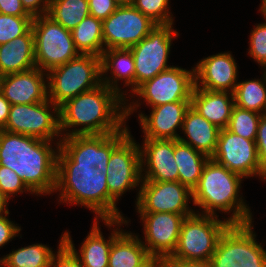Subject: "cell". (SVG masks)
Listing matches in <instances>:
<instances>
[{
	"mask_svg": "<svg viewBox=\"0 0 266 267\" xmlns=\"http://www.w3.org/2000/svg\"><path fill=\"white\" fill-rule=\"evenodd\" d=\"M0 130V166L15 171L35 195L52 194L56 188L60 142ZM56 150V151H55Z\"/></svg>",
	"mask_w": 266,
	"mask_h": 267,
	"instance_id": "obj_1",
	"label": "cell"
},
{
	"mask_svg": "<svg viewBox=\"0 0 266 267\" xmlns=\"http://www.w3.org/2000/svg\"><path fill=\"white\" fill-rule=\"evenodd\" d=\"M123 102L119 94L103 83L67 100L59 107L62 136L118 133L126 125Z\"/></svg>",
	"mask_w": 266,
	"mask_h": 267,
	"instance_id": "obj_2",
	"label": "cell"
},
{
	"mask_svg": "<svg viewBox=\"0 0 266 267\" xmlns=\"http://www.w3.org/2000/svg\"><path fill=\"white\" fill-rule=\"evenodd\" d=\"M107 173L92 165L75 163L61 148L57 157L56 192L61 203L81 205L95 213L94 219H101L108 226L119 228L128 225L129 220H108Z\"/></svg>",
	"mask_w": 266,
	"mask_h": 267,
	"instance_id": "obj_3",
	"label": "cell"
},
{
	"mask_svg": "<svg viewBox=\"0 0 266 267\" xmlns=\"http://www.w3.org/2000/svg\"><path fill=\"white\" fill-rule=\"evenodd\" d=\"M243 178L210 158L192 191V202L201 207V214L217 216V210L224 213L233 211L231 217L226 218L231 224L249 223L253 220L250 207L239 196Z\"/></svg>",
	"mask_w": 266,
	"mask_h": 267,
	"instance_id": "obj_4",
	"label": "cell"
},
{
	"mask_svg": "<svg viewBox=\"0 0 266 267\" xmlns=\"http://www.w3.org/2000/svg\"><path fill=\"white\" fill-rule=\"evenodd\" d=\"M101 84V58L96 55L79 54L47 72L48 99L58 107Z\"/></svg>",
	"mask_w": 266,
	"mask_h": 267,
	"instance_id": "obj_5",
	"label": "cell"
},
{
	"mask_svg": "<svg viewBox=\"0 0 266 267\" xmlns=\"http://www.w3.org/2000/svg\"><path fill=\"white\" fill-rule=\"evenodd\" d=\"M106 173L108 220L123 219L116 202L126 191L140 187L142 181L140 144L131 133L112 150Z\"/></svg>",
	"mask_w": 266,
	"mask_h": 267,
	"instance_id": "obj_6",
	"label": "cell"
},
{
	"mask_svg": "<svg viewBox=\"0 0 266 267\" xmlns=\"http://www.w3.org/2000/svg\"><path fill=\"white\" fill-rule=\"evenodd\" d=\"M231 223L218 216L193 213L184 218L177 247L166 259L210 261L217 243Z\"/></svg>",
	"mask_w": 266,
	"mask_h": 267,
	"instance_id": "obj_7",
	"label": "cell"
},
{
	"mask_svg": "<svg viewBox=\"0 0 266 267\" xmlns=\"http://www.w3.org/2000/svg\"><path fill=\"white\" fill-rule=\"evenodd\" d=\"M252 225L228 226L210 259L213 267H266V250L256 241Z\"/></svg>",
	"mask_w": 266,
	"mask_h": 267,
	"instance_id": "obj_8",
	"label": "cell"
},
{
	"mask_svg": "<svg viewBox=\"0 0 266 267\" xmlns=\"http://www.w3.org/2000/svg\"><path fill=\"white\" fill-rule=\"evenodd\" d=\"M35 63L42 71L63 65L79 55L72 34L47 15L33 17Z\"/></svg>",
	"mask_w": 266,
	"mask_h": 267,
	"instance_id": "obj_9",
	"label": "cell"
},
{
	"mask_svg": "<svg viewBox=\"0 0 266 267\" xmlns=\"http://www.w3.org/2000/svg\"><path fill=\"white\" fill-rule=\"evenodd\" d=\"M4 131L46 141H54L60 136L61 139L59 107L49 99L34 104L11 105Z\"/></svg>",
	"mask_w": 266,
	"mask_h": 267,
	"instance_id": "obj_10",
	"label": "cell"
},
{
	"mask_svg": "<svg viewBox=\"0 0 266 267\" xmlns=\"http://www.w3.org/2000/svg\"><path fill=\"white\" fill-rule=\"evenodd\" d=\"M177 36L173 24L156 25L144 39L129 48L134 57L135 89L172 67L167 62L172 41Z\"/></svg>",
	"mask_w": 266,
	"mask_h": 267,
	"instance_id": "obj_11",
	"label": "cell"
},
{
	"mask_svg": "<svg viewBox=\"0 0 266 267\" xmlns=\"http://www.w3.org/2000/svg\"><path fill=\"white\" fill-rule=\"evenodd\" d=\"M156 25L132 4L119 5L102 21L104 50L129 49L144 39Z\"/></svg>",
	"mask_w": 266,
	"mask_h": 267,
	"instance_id": "obj_12",
	"label": "cell"
},
{
	"mask_svg": "<svg viewBox=\"0 0 266 267\" xmlns=\"http://www.w3.org/2000/svg\"><path fill=\"white\" fill-rule=\"evenodd\" d=\"M195 86L194 67L186 70L173 66L139 85L132 93L151 108L177 101H191Z\"/></svg>",
	"mask_w": 266,
	"mask_h": 267,
	"instance_id": "obj_13",
	"label": "cell"
},
{
	"mask_svg": "<svg viewBox=\"0 0 266 267\" xmlns=\"http://www.w3.org/2000/svg\"><path fill=\"white\" fill-rule=\"evenodd\" d=\"M190 198L192 191L179 181H141L135 204L137 212H167L187 217L195 213L188 207Z\"/></svg>",
	"mask_w": 266,
	"mask_h": 267,
	"instance_id": "obj_14",
	"label": "cell"
},
{
	"mask_svg": "<svg viewBox=\"0 0 266 267\" xmlns=\"http://www.w3.org/2000/svg\"><path fill=\"white\" fill-rule=\"evenodd\" d=\"M130 133L125 126L118 133L62 137L60 148L77 164L92 165L107 172L112 150Z\"/></svg>",
	"mask_w": 266,
	"mask_h": 267,
	"instance_id": "obj_15",
	"label": "cell"
},
{
	"mask_svg": "<svg viewBox=\"0 0 266 267\" xmlns=\"http://www.w3.org/2000/svg\"><path fill=\"white\" fill-rule=\"evenodd\" d=\"M211 159L242 177H260L255 140H248L229 130L220 129L217 147Z\"/></svg>",
	"mask_w": 266,
	"mask_h": 267,
	"instance_id": "obj_16",
	"label": "cell"
},
{
	"mask_svg": "<svg viewBox=\"0 0 266 267\" xmlns=\"http://www.w3.org/2000/svg\"><path fill=\"white\" fill-rule=\"evenodd\" d=\"M144 228L142 244L150 255L170 257L175 251L181 224L184 220L182 214L167 212H138Z\"/></svg>",
	"mask_w": 266,
	"mask_h": 267,
	"instance_id": "obj_17",
	"label": "cell"
},
{
	"mask_svg": "<svg viewBox=\"0 0 266 267\" xmlns=\"http://www.w3.org/2000/svg\"><path fill=\"white\" fill-rule=\"evenodd\" d=\"M143 139L140 146L142 181L177 182L179 173L174 158V139Z\"/></svg>",
	"mask_w": 266,
	"mask_h": 267,
	"instance_id": "obj_18",
	"label": "cell"
},
{
	"mask_svg": "<svg viewBox=\"0 0 266 267\" xmlns=\"http://www.w3.org/2000/svg\"><path fill=\"white\" fill-rule=\"evenodd\" d=\"M100 58L102 83L106 84L125 100V120H127L128 116L132 115V113L138 109L137 107L141 105L139 98L136 102L126 103L128 100H126L127 97L124 96L127 95V92L124 91V94L118 86V82L124 79L125 87H132L130 93L135 90V66L133 54L130 49L110 48L104 50ZM108 71H110L111 76H108Z\"/></svg>",
	"mask_w": 266,
	"mask_h": 267,
	"instance_id": "obj_19",
	"label": "cell"
},
{
	"mask_svg": "<svg viewBox=\"0 0 266 267\" xmlns=\"http://www.w3.org/2000/svg\"><path fill=\"white\" fill-rule=\"evenodd\" d=\"M229 52L201 59L194 67L195 87L208 91L233 93L237 86L238 67Z\"/></svg>",
	"mask_w": 266,
	"mask_h": 267,
	"instance_id": "obj_20",
	"label": "cell"
},
{
	"mask_svg": "<svg viewBox=\"0 0 266 267\" xmlns=\"http://www.w3.org/2000/svg\"><path fill=\"white\" fill-rule=\"evenodd\" d=\"M46 78V79H45ZM47 72L33 69L3 75L1 94L11 105L34 104L48 99Z\"/></svg>",
	"mask_w": 266,
	"mask_h": 267,
	"instance_id": "obj_21",
	"label": "cell"
},
{
	"mask_svg": "<svg viewBox=\"0 0 266 267\" xmlns=\"http://www.w3.org/2000/svg\"><path fill=\"white\" fill-rule=\"evenodd\" d=\"M191 106V101H177L151 108L150 115L139 113L140 127L144 138L178 140L185 113Z\"/></svg>",
	"mask_w": 266,
	"mask_h": 267,
	"instance_id": "obj_22",
	"label": "cell"
},
{
	"mask_svg": "<svg viewBox=\"0 0 266 267\" xmlns=\"http://www.w3.org/2000/svg\"><path fill=\"white\" fill-rule=\"evenodd\" d=\"M92 223L91 231L83 241L79 252L76 251L68 231L63 233L64 243L77 256L82 267H108L112 242L123 230L116 227L106 241L105 237L102 236L98 219H94Z\"/></svg>",
	"mask_w": 266,
	"mask_h": 267,
	"instance_id": "obj_23",
	"label": "cell"
},
{
	"mask_svg": "<svg viewBox=\"0 0 266 267\" xmlns=\"http://www.w3.org/2000/svg\"><path fill=\"white\" fill-rule=\"evenodd\" d=\"M191 106L210 123L225 129L235 106L234 96L231 92L208 91L194 86Z\"/></svg>",
	"mask_w": 266,
	"mask_h": 267,
	"instance_id": "obj_24",
	"label": "cell"
},
{
	"mask_svg": "<svg viewBox=\"0 0 266 267\" xmlns=\"http://www.w3.org/2000/svg\"><path fill=\"white\" fill-rule=\"evenodd\" d=\"M181 131L188 140L179 136L178 141L209 158L214 155L220 129L201 116L192 106L185 113Z\"/></svg>",
	"mask_w": 266,
	"mask_h": 267,
	"instance_id": "obj_25",
	"label": "cell"
},
{
	"mask_svg": "<svg viewBox=\"0 0 266 267\" xmlns=\"http://www.w3.org/2000/svg\"><path fill=\"white\" fill-rule=\"evenodd\" d=\"M36 67L34 34L30 28L24 35L0 45V74L24 72Z\"/></svg>",
	"mask_w": 266,
	"mask_h": 267,
	"instance_id": "obj_26",
	"label": "cell"
},
{
	"mask_svg": "<svg viewBox=\"0 0 266 267\" xmlns=\"http://www.w3.org/2000/svg\"><path fill=\"white\" fill-rule=\"evenodd\" d=\"M149 256L142 239L123 230L112 242L108 267H138Z\"/></svg>",
	"mask_w": 266,
	"mask_h": 267,
	"instance_id": "obj_27",
	"label": "cell"
},
{
	"mask_svg": "<svg viewBox=\"0 0 266 267\" xmlns=\"http://www.w3.org/2000/svg\"><path fill=\"white\" fill-rule=\"evenodd\" d=\"M174 158L178 166V181L193 191L210 158L178 140H174Z\"/></svg>",
	"mask_w": 266,
	"mask_h": 267,
	"instance_id": "obj_28",
	"label": "cell"
},
{
	"mask_svg": "<svg viewBox=\"0 0 266 267\" xmlns=\"http://www.w3.org/2000/svg\"><path fill=\"white\" fill-rule=\"evenodd\" d=\"M79 54L101 56L104 51L102 21L92 15L85 17L72 31Z\"/></svg>",
	"mask_w": 266,
	"mask_h": 267,
	"instance_id": "obj_29",
	"label": "cell"
},
{
	"mask_svg": "<svg viewBox=\"0 0 266 267\" xmlns=\"http://www.w3.org/2000/svg\"><path fill=\"white\" fill-rule=\"evenodd\" d=\"M263 77V80L260 78L237 83L233 92L237 107L262 115L266 114V70Z\"/></svg>",
	"mask_w": 266,
	"mask_h": 267,
	"instance_id": "obj_30",
	"label": "cell"
},
{
	"mask_svg": "<svg viewBox=\"0 0 266 267\" xmlns=\"http://www.w3.org/2000/svg\"><path fill=\"white\" fill-rule=\"evenodd\" d=\"M46 15L72 31L85 17L90 15L88 0H49Z\"/></svg>",
	"mask_w": 266,
	"mask_h": 267,
	"instance_id": "obj_31",
	"label": "cell"
},
{
	"mask_svg": "<svg viewBox=\"0 0 266 267\" xmlns=\"http://www.w3.org/2000/svg\"><path fill=\"white\" fill-rule=\"evenodd\" d=\"M54 252L45 244H32L0 258L4 267H50Z\"/></svg>",
	"mask_w": 266,
	"mask_h": 267,
	"instance_id": "obj_32",
	"label": "cell"
},
{
	"mask_svg": "<svg viewBox=\"0 0 266 267\" xmlns=\"http://www.w3.org/2000/svg\"><path fill=\"white\" fill-rule=\"evenodd\" d=\"M262 114L233 107L227 130L248 140H255Z\"/></svg>",
	"mask_w": 266,
	"mask_h": 267,
	"instance_id": "obj_33",
	"label": "cell"
},
{
	"mask_svg": "<svg viewBox=\"0 0 266 267\" xmlns=\"http://www.w3.org/2000/svg\"><path fill=\"white\" fill-rule=\"evenodd\" d=\"M169 0H133L132 5L157 25L174 24Z\"/></svg>",
	"mask_w": 266,
	"mask_h": 267,
	"instance_id": "obj_34",
	"label": "cell"
},
{
	"mask_svg": "<svg viewBox=\"0 0 266 267\" xmlns=\"http://www.w3.org/2000/svg\"><path fill=\"white\" fill-rule=\"evenodd\" d=\"M32 16L0 14V45L24 35L32 26Z\"/></svg>",
	"mask_w": 266,
	"mask_h": 267,
	"instance_id": "obj_35",
	"label": "cell"
},
{
	"mask_svg": "<svg viewBox=\"0 0 266 267\" xmlns=\"http://www.w3.org/2000/svg\"><path fill=\"white\" fill-rule=\"evenodd\" d=\"M249 40V55L266 70V20L253 28Z\"/></svg>",
	"mask_w": 266,
	"mask_h": 267,
	"instance_id": "obj_36",
	"label": "cell"
},
{
	"mask_svg": "<svg viewBox=\"0 0 266 267\" xmlns=\"http://www.w3.org/2000/svg\"><path fill=\"white\" fill-rule=\"evenodd\" d=\"M0 190L9 198L17 193H33L17 173L6 166H0Z\"/></svg>",
	"mask_w": 266,
	"mask_h": 267,
	"instance_id": "obj_37",
	"label": "cell"
},
{
	"mask_svg": "<svg viewBox=\"0 0 266 267\" xmlns=\"http://www.w3.org/2000/svg\"><path fill=\"white\" fill-rule=\"evenodd\" d=\"M57 254H53L50 267H82L77 256L64 243V235H61Z\"/></svg>",
	"mask_w": 266,
	"mask_h": 267,
	"instance_id": "obj_38",
	"label": "cell"
},
{
	"mask_svg": "<svg viewBox=\"0 0 266 267\" xmlns=\"http://www.w3.org/2000/svg\"><path fill=\"white\" fill-rule=\"evenodd\" d=\"M255 143L260 165V178L266 181V114L262 115L259 121Z\"/></svg>",
	"mask_w": 266,
	"mask_h": 267,
	"instance_id": "obj_39",
	"label": "cell"
},
{
	"mask_svg": "<svg viewBox=\"0 0 266 267\" xmlns=\"http://www.w3.org/2000/svg\"><path fill=\"white\" fill-rule=\"evenodd\" d=\"M90 15L103 21L119 6L115 0H88Z\"/></svg>",
	"mask_w": 266,
	"mask_h": 267,
	"instance_id": "obj_40",
	"label": "cell"
},
{
	"mask_svg": "<svg viewBox=\"0 0 266 267\" xmlns=\"http://www.w3.org/2000/svg\"><path fill=\"white\" fill-rule=\"evenodd\" d=\"M8 216L9 213L0 215V249L18 236L21 231V227L10 221Z\"/></svg>",
	"mask_w": 266,
	"mask_h": 267,
	"instance_id": "obj_41",
	"label": "cell"
},
{
	"mask_svg": "<svg viewBox=\"0 0 266 267\" xmlns=\"http://www.w3.org/2000/svg\"><path fill=\"white\" fill-rule=\"evenodd\" d=\"M0 14L31 16L23 7L21 0H0Z\"/></svg>",
	"mask_w": 266,
	"mask_h": 267,
	"instance_id": "obj_42",
	"label": "cell"
},
{
	"mask_svg": "<svg viewBox=\"0 0 266 267\" xmlns=\"http://www.w3.org/2000/svg\"><path fill=\"white\" fill-rule=\"evenodd\" d=\"M21 2L32 17L46 15L48 12L49 0H21Z\"/></svg>",
	"mask_w": 266,
	"mask_h": 267,
	"instance_id": "obj_43",
	"label": "cell"
},
{
	"mask_svg": "<svg viewBox=\"0 0 266 267\" xmlns=\"http://www.w3.org/2000/svg\"><path fill=\"white\" fill-rule=\"evenodd\" d=\"M168 267H213L210 261H188L178 259H166Z\"/></svg>",
	"mask_w": 266,
	"mask_h": 267,
	"instance_id": "obj_44",
	"label": "cell"
},
{
	"mask_svg": "<svg viewBox=\"0 0 266 267\" xmlns=\"http://www.w3.org/2000/svg\"><path fill=\"white\" fill-rule=\"evenodd\" d=\"M10 106L9 101L0 93V130H4L6 127Z\"/></svg>",
	"mask_w": 266,
	"mask_h": 267,
	"instance_id": "obj_45",
	"label": "cell"
},
{
	"mask_svg": "<svg viewBox=\"0 0 266 267\" xmlns=\"http://www.w3.org/2000/svg\"><path fill=\"white\" fill-rule=\"evenodd\" d=\"M166 265V258L160 255H150L138 267H164Z\"/></svg>",
	"mask_w": 266,
	"mask_h": 267,
	"instance_id": "obj_46",
	"label": "cell"
},
{
	"mask_svg": "<svg viewBox=\"0 0 266 267\" xmlns=\"http://www.w3.org/2000/svg\"><path fill=\"white\" fill-rule=\"evenodd\" d=\"M9 200L10 199L0 190V215L9 213V210L6 208Z\"/></svg>",
	"mask_w": 266,
	"mask_h": 267,
	"instance_id": "obj_47",
	"label": "cell"
},
{
	"mask_svg": "<svg viewBox=\"0 0 266 267\" xmlns=\"http://www.w3.org/2000/svg\"><path fill=\"white\" fill-rule=\"evenodd\" d=\"M259 11L262 13L264 19L266 20V0L261 1V6Z\"/></svg>",
	"mask_w": 266,
	"mask_h": 267,
	"instance_id": "obj_48",
	"label": "cell"
},
{
	"mask_svg": "<svg viewBox=\"0 0 266 267\" xmlns=\"http://www.w3.org/2000/svg\"><path fill=\"white\" fill-rule=\"evenodd\" d=\"M119 5H129L133 0H115Z\"/></svg>",
	"mask_w": 266,
	"mask_h": 267,
	"instance_id": "obj_49",
	"label": "cell"
},
{
	"mask_svg": "<svg viewBox=\"0 0 266 267\" xmlns=\"http://www.w3.org/2000/svg\"><path fill=\"white\" fill-rule=\"evenodd\" d=\"M3 76L0 74V93H1V83H2Z\"/></svg>",
	"mask_w": 266,
	"mask_h": 267,
	"instance_id": "obj_50",
	"label": "cell"
},
{
	"mask_svg": "<svg viewBox=\"0 0 266 267\" xmlns=\"http://www.w3.org/2000/svg\"><path fill=\"white\" fill-rule=\"evenodd\" d=\"M0 267H4V265H3L2 261H1V259H0Z\"/></svg>",
	"mask_w": 266,
	"mask_h": 267,
	"instance_id": "obj_51",
	"label": "cell"
}]
</instances>
